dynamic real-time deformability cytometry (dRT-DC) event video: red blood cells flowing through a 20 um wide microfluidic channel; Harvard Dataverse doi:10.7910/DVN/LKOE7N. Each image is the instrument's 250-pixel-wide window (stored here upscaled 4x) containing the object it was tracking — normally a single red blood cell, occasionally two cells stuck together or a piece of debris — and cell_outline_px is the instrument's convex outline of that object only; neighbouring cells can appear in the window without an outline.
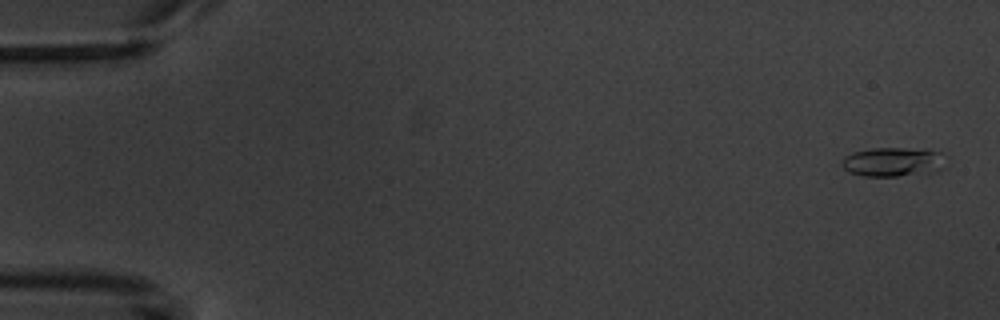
{"species": "common noctule bat (a hibernating species)", "species_latin": "Nyctalus noctula", "temperature_condition": "warm", "stored_images_in_passage": 5, "camera_frame_rate_fps": 3000, "um_per_image_px": 0.085, "animal": {"sex": "male", "body_mass_g": 20.1, "forearm_length_mm": 53.5}, "frame": {"image": 1, "passage_image": 1, "time_ms": 0.0, "image_size_px": [1000, 320], "cell_outline_px": [[948, 168], [924, 176], [864, 176], [852, 172], [844, 168], [840, 164], [844, 156], [852, 152], [872, 148], [928, 148], [940, 152]], "centroid_in_image_um": [76.03, 13.77], "position_along_channel_um": 9.0, "area_um2": 18.5}}
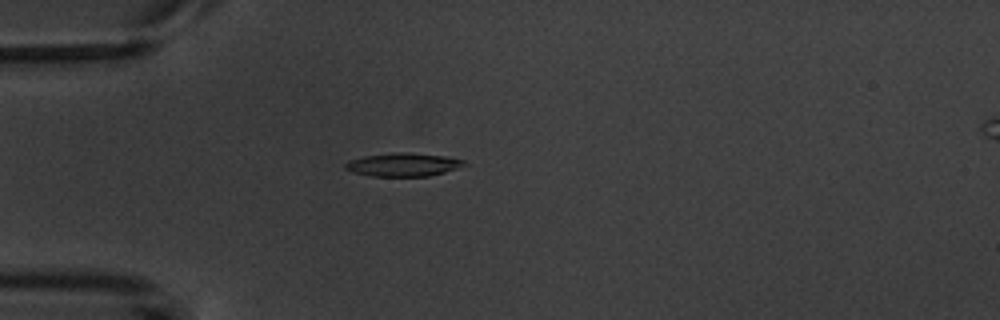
{"frame": {"image": 2, "passage_image": 4, "time_ms": 4.667, "image_size_px": [1000, 320], "cell_outline_px": [[468, 164], [444, 172], [428, 176], [372, 176], [352, 172], [344, 168], [344, 164], [348, 160], [364, 156], [400, 152], [404, 152], [444, 156], [464, 160]], "centroid_in_image_um": [34.24, 13.99], "position_along_channel_um": 50.8, "area_um2": 16.01}}